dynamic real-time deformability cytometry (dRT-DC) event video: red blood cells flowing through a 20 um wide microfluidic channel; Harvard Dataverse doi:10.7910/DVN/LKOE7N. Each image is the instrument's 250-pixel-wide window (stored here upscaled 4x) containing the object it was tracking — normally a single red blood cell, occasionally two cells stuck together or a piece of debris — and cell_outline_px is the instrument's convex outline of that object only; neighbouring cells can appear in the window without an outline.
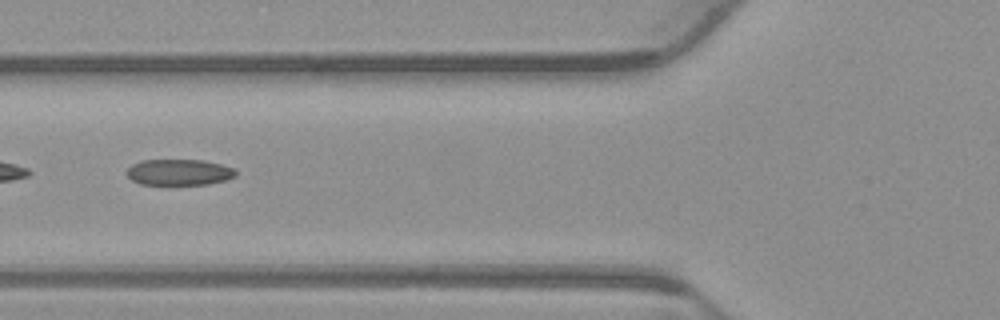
{"species": "common noctule bat (a hibernating species)", "species_latin": "Nyctalus noctula", "temperature_condition": "warm", "stored_images_in_passage": 38, "camera_frame_rate_fps": 3000, "um_per_image_px": 0.085, "animal": {"sex": "male", "body_mass_g": 23.1, "forearm_length_mm": 52.7}, "frame": {"image": 1, "passage_image": 20, "time_ms": 6.333, "image_size_px": [1000, 320], "cell_outline_px": [[236, 176], [224, 180], [208, 184], [140, 184], [132, 180], [124, 172], [132, 164], [140, 160], [204, 160], [236, 168]], "centroid_in_image_um": [15.21, 14.63], "position_along_channel_um": 110.6, "area_um2": 16.59}}
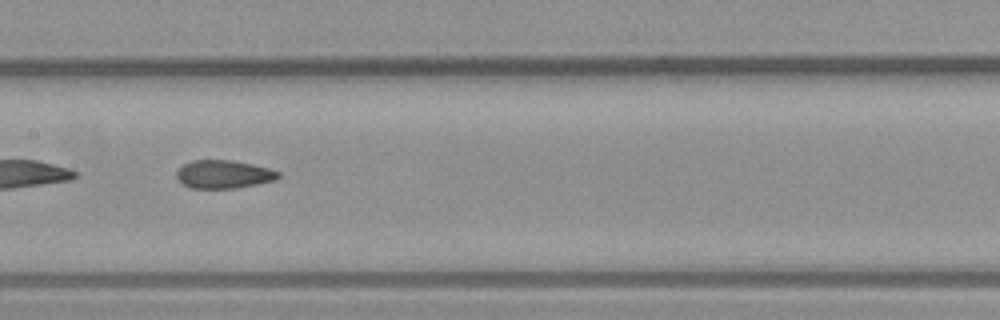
{"frame": {"image": 2, "passage_image": 26, "time_ms": 8.333, "image_size_px": [1000, 320], "cell_outline_px": [[280, 176], [276, 180], [236, 188], [192, 188], [184, 184], [176, 176], [176, 172], [184, 164], [192, 160], [232, 160], [252, 164], [268, 168], [280, 172]], "centroid_in_image_um": [19.03, 14.81], "position_along_channel_um": 188.4, "area_um2": 16.59}}
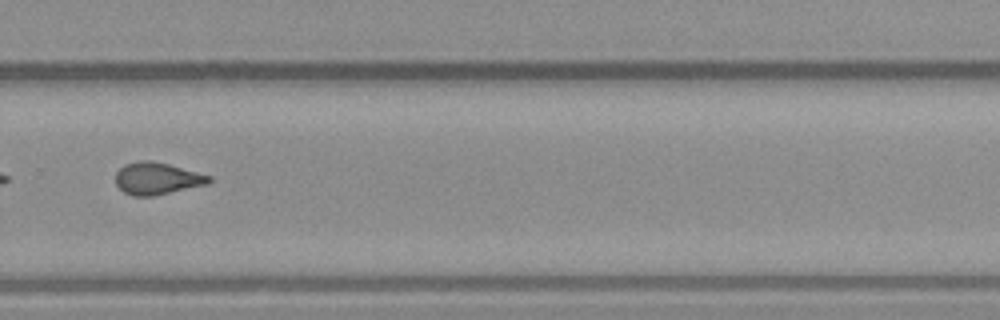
{"frame": {"image": 3, "passage_image": 36, "time_ms": 11.667, "image_size_px": [1000, 320], "cell_outline_px": [[212, 180], [208, 184], [152, 196], [132, 196], [124, 192], [116, 184], [116, 172], [124, 164], [140, 160], [152, 160], [168, 164], [212, 176]], "centroid_in_image_um": [13.34, 15.16], "position_along_channel_um": 316.5, "area_um2": 17.46}}